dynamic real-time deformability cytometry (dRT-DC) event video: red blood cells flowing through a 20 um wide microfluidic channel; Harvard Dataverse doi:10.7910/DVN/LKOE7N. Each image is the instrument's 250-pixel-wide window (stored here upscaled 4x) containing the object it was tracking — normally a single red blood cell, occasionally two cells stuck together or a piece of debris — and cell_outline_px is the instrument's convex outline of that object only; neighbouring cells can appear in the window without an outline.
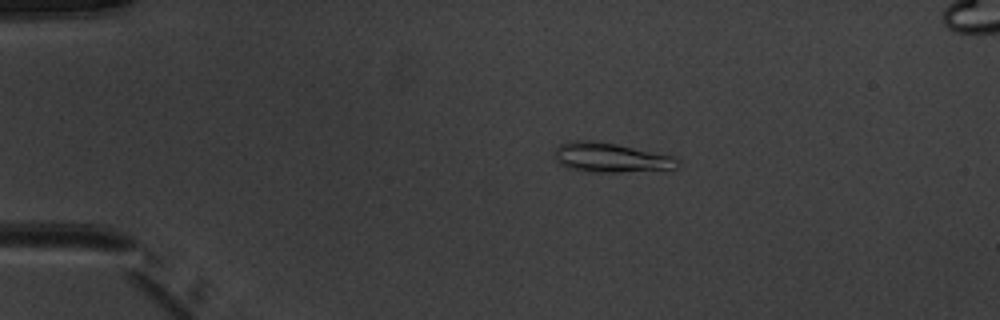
{"species": "common noctule bat (a hibernating species)", "species_latin": "Nyctalus noctula", "temperature_condition": "warm", "stored_images_in_passage": 5, "camera_frame_rate_fps": 3000, "um_per_image_px": 0.085, "animal": {"sex": "male", "body_mass_g": 20.1, "forearm_length_mm": 53.5}, "frame": {"image": 1, "passage_image": 3, "time_ms": 2.333, "image_size_px": [1000, 320], "cell_outline_px": [[680, 164], [676, 168], [620, 172], [584, 172], [568, 168], [560, 164], [556, 160], [556, 148], [560, 144], [572, 140], [588, 140], [616, 144], [672, 156], [680, 160]], "centroid_in_image_um": [51.88, 13.4], "position_along_channel_um": 33.1, "area_um2": 20.98}}